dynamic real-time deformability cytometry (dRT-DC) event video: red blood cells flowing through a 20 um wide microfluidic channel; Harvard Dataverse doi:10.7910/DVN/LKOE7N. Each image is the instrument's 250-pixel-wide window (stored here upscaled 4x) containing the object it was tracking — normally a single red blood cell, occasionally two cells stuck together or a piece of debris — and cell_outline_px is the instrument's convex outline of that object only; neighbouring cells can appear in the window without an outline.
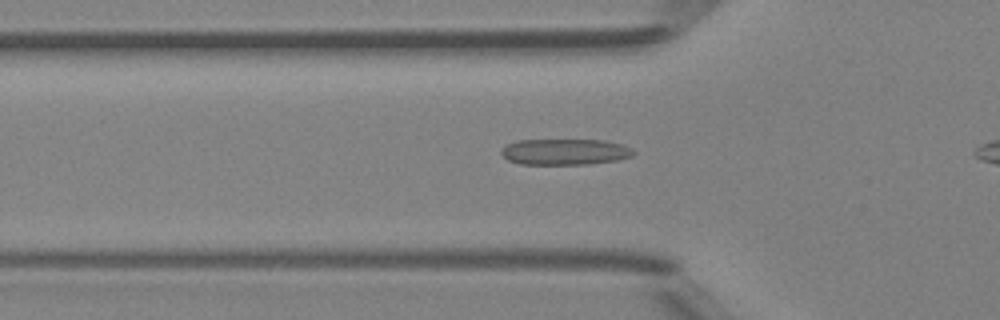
{"species": "Egyptian fruit bat (a non-hibernating species)", "species_latin": "Rousettus aegyptiacus", "temperature_condition": "room temperature", "stored_images_in_passage": 35, "camera_frame_rate_fps": 3000, "um_per_image_px": 0.085, "animal": {"sex": "female"}, "frame": {"image": 1, "passage_image": 10, "time_ms": 3.0, "image_size_px": [1000, 320], "cell_outline_px": [[636, 152], [632, 156], [616, 160], [588, 164], [520, 164], [508, 160], [500, 152], [500, 148], [516, 140], [604, 140], [624, 144], [632, 148]], "centroid_in_image_um": [48.03, 12.9], "position_along_channel_um": 77.8, "area_um2": 20.17}}
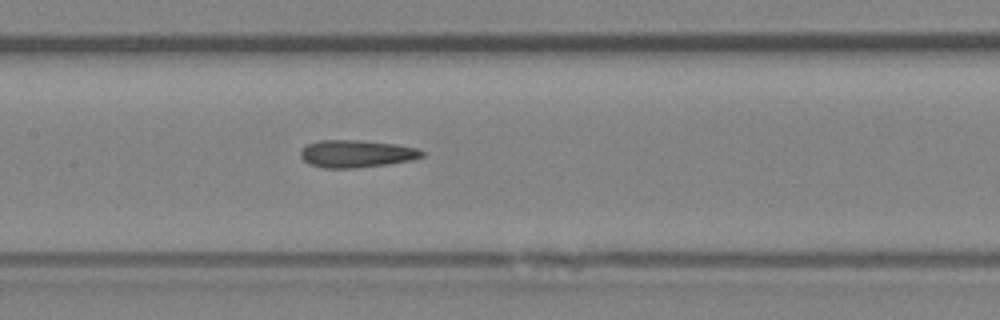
{"frame": {"image": 2, "passage_image": 17, "time_ms": 5.333, "image_size_px": [1000, 320], "cell_outline_px": [[424, 156], [412, 160], [388, 164], [356, 168], [324, 168], [308, 164], [300, 156], [300, 152], [308, 144], [320, 140], [356, 140], [396, 144], [416, 148], [424, 152]], "centroid_in_image_um": [30.3, 13.07], "position_along_channel_um": 177.1, "area_um2": 19.36}}
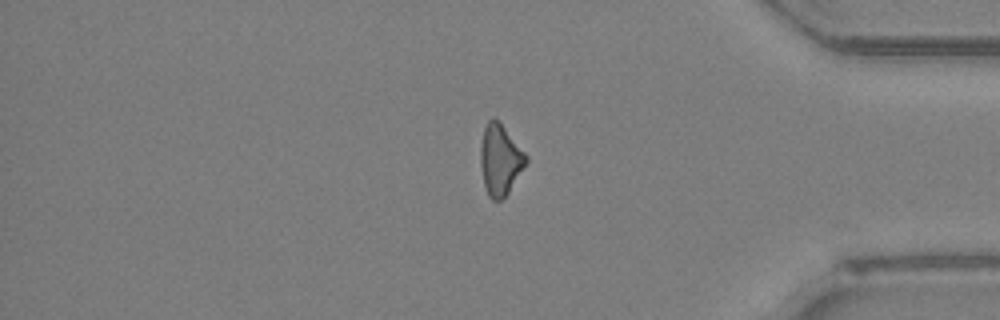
{"frame": {"image": 3, "passage_image": 34, "time_ms": 11.0, "image_size_px": [1000, 320], "cell_outline_px": [[528, 160], [508, 192], [500, 200], [492, 200], [488, 196], [484, 184], [480, 164], [480, 148], [484, 128], [488, 120], [492, 116], [500, 120], [528, 156]], "centroid_in_image_um": [42.5, 13.52], "position_along_channel_um": 392.7, "area_um2": 18.84}}